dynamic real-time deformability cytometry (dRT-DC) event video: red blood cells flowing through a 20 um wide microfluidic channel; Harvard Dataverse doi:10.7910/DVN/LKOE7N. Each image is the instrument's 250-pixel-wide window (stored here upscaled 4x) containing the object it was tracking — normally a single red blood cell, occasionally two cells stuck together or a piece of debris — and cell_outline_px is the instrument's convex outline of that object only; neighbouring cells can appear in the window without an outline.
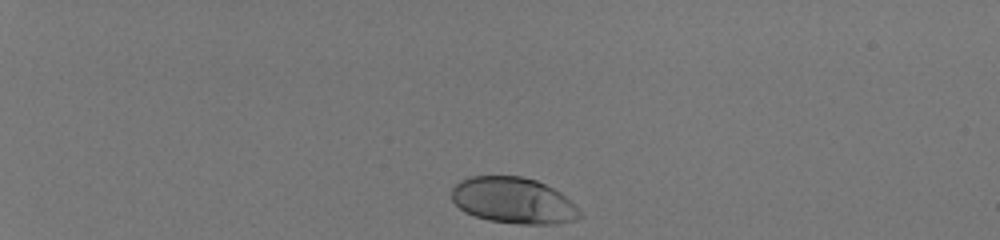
{"species": "human", "species_latin": "Homo sapiens", "temperature_condition": "room temperature", "stored_images_in_passage": 36, "camera_frame_rate_fps": 3000, "um_per_image_px": 0.085, "donor": {"sex": "male"}, "frame": {"image": 1, "passage_image": 1, "time_ms": 0.0, "image_size_px": [1000, 240], "cell_outline_px": [[580, 216], [572, 220], [552, 224], [520, 224], [488, 220], [464, 212], [452, 200], [452, 188], [460, 180], [472, 176], [520, 176], [536, 180], [560, 192], [580, 212]], "centroid_in_image_um": [43.58, 17.04], "position_along_channel_um": 41.4, "area_um2": 33.99}}
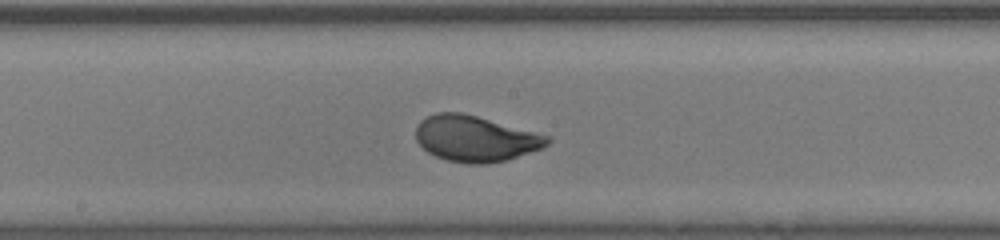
{"frame": {"image": 2, "passage_image": 20, "time_ms": 6.333, "image_size_px": [1000, 240], "cell_outline_px": [[552, 140], [544, 148], [508, 160], [488, 164], [468, 164], [448, 160], [436, 156], [428, 152], [416, 140], [416, 128], [420, 120], [436, 112], [464, 112], [552, 136]], "centroid_in_image_um": [40.46, 11.78], "position_along_channel_um": 207.7, "area_um2": 35.66}}
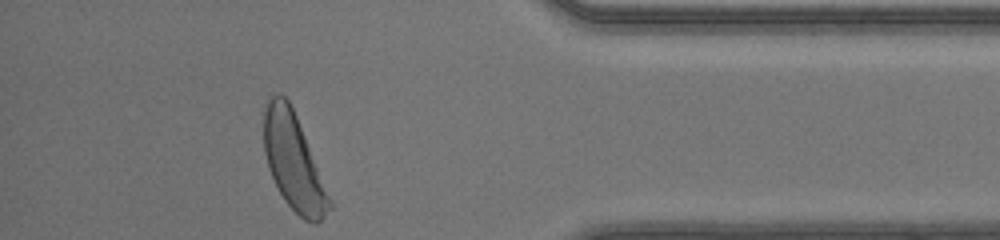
{"frame": {"image": 3, "passage_image": 36, "time_ms": 11.667, "image_size_px": [1000, 240], "cell_outline_px": [[332, 208], [316, 224], [312, 224], [304, 220], [284, 200], [268, 168], [264, 152], [264, 112], [268, 100], [276, 92], [280, 92], [288, 100], [296, 116], [332, 200]], "centroid_in_image_um": [24.95, 13.77], "position_along_channel_um": 410.2, "area_um2": 36.36}, "authors_computed_cell_mechanics": {"area_um2": 34.5355, "velocity_mm_per_s": 4.1288, "shape_relaxation_time_tau1_ms": 2.8029, "shape_relaxation_time_tau2_ms": null, "deformation_change_tau1": 0.164, "deformation_change_tau2": null}}